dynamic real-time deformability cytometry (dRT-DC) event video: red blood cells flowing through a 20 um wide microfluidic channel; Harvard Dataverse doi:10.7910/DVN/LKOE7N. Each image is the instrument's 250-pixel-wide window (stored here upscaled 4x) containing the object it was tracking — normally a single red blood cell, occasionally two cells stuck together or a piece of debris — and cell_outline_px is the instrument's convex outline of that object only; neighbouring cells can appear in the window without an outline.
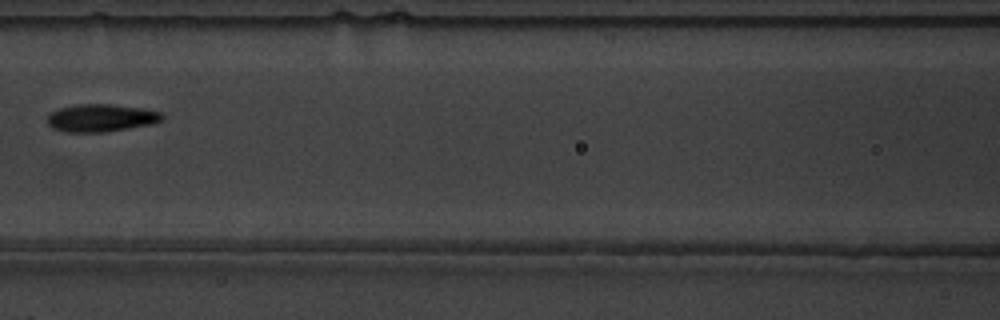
{"species": "common noctule bat (a hibernating species)", "species_latin": "Nyctalus noctula", "temperature_condition": "warm", "stored_images_in_passage": 13, "camera_frame_rate_fps": 3000, "um_per_image_px": 0.085, "animal": {"sex": "male", "body_mass_g": 19.5, "forearm_length_mm": 54.6}, "frame": {"image": 1, "passage_image": 4, "time_ms": 1.0, "image_size_px": [1000, 320], "cell_outline_px": [[164, 120], [152, 124], [104, 132], [64, 132], [52, 128], [48, 124], [48, 116], [52, 112], [60, 108], [76, 104], [112, 104], [140, 108], [164, 112]], "centroid_in_image_um": [8.62, 10.02], "position_along_channel_um": 158.0, "area_um2": 18.55}}
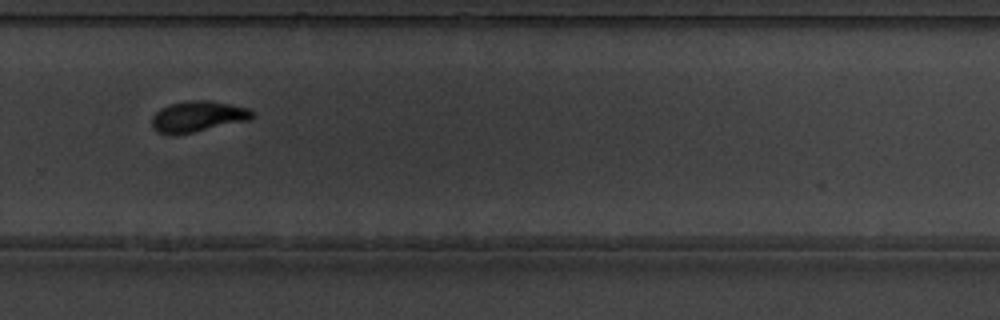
{"frame": {"image": 2, "passage_image": 8, "time_ms": 2.333, "image_size_px": [1000, 320], "cell_outline_px": [[252, 116], [248, 120], [192, 132], [156, 132], [152, 128], [152, 116], [160, 108], [168, 104], [188, 100], [208, 100], [248, 108], [252, 112]], "centroid_in_image_um": [16.77, 9.86], "position_along_channel_um": 313.0, "area_um2": 17.46}}
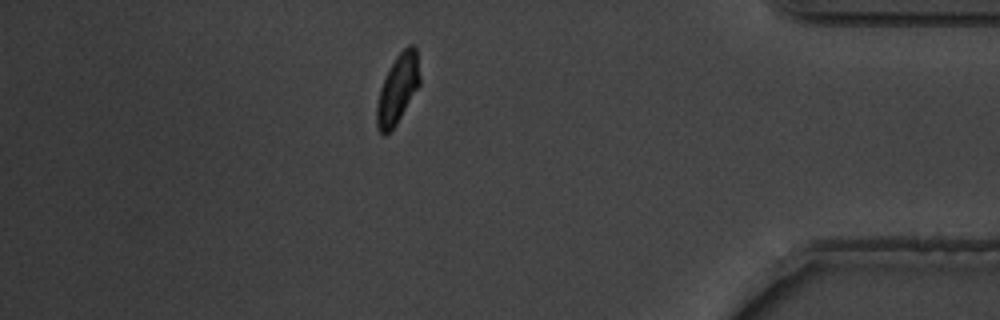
{"frame": {"image": 3, "passage_image": 11, "time_ms": 3.333, "image_size_px": [1000, 320], "cell_outline_px": [[420, 84], [396, 124], [384, 136], [380, 132], [376, 124], [376, 108], [380, 88], [396, 56], [408, 44], [412, 44], [416, 48], [420, 76]], "centroid_in_image_um": [33.81, 7.56], "position_along_channel_um": 401.4, "area_um2": 16.99}}